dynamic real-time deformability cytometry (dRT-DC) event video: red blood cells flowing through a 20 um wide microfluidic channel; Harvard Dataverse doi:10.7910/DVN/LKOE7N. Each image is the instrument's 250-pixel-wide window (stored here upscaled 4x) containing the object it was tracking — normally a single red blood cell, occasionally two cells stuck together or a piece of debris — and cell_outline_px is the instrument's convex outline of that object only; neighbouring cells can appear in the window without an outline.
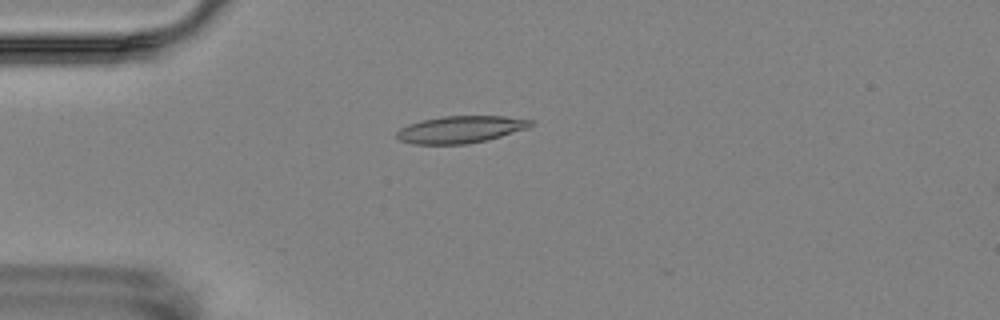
{"species": "Egyptian fruit bat (a non-hibernating species)", "species_latin": "Rousettus aegyptiacus", "temperature_condition": "room temperature", "stored_images_in_passage": 5, "camera_frame_rate_fps": 3000, "um_per_image_px": 0.085, "animal": {"sex": "female"}, "frame": {"image": 1, "passage_image": 4, "time_ms": 4.667, "image_size_px": [1000, 320], "cell_outline_px": [[536, 124], [528, 128], [500, 136], [468, 144], [416, 144], [400, 140], [396, 136], [396, 132], [400, 128], [408, 124], [424, 120], [444, 116], [504, 116], [536, 120]], "centroid_in_image_um": [39.19, 10.99], "position_along_channel_um": 45.8, "area_um2": 21.1}}